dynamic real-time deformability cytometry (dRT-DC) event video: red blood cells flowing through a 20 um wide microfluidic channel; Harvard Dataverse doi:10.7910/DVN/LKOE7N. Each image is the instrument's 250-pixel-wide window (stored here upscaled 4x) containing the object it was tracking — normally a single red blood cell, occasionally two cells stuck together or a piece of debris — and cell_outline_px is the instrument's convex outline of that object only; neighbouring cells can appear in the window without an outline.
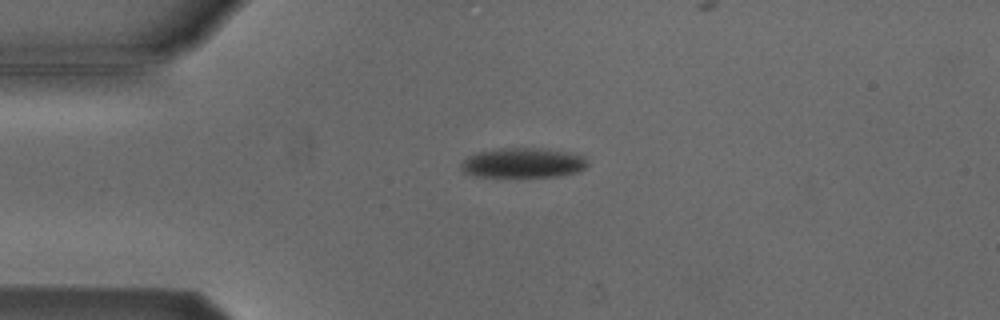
{"species": "Egyptian fruit bat (a non-hibernating species)", "species_latin": "Rousettus aegyptiacus", "temperature_condition": "cold", "stored_images_in_passage": 11, "camera_frame_rate_fps": 3000, "um_per_image_px": 0.085, "animal": {"sex": "male"}, "frame": {"image": 1, "passage_image": 1, "time_ms": 0.0, "image_size_px": [1000, 320], "cell_outline_px": [[588, 164], [580, 172], [560, 176], [476, 176], [464, 172], [460, 168], [460, 160], [468, 156], [480, 152], [500, 148], [540, 148], [564, 152], [584, 156], [588, 160]], "centroid_in_image_um": [44.45, 13.84], "position_along_channel_um": 40.6, "area_um2": 21.91}}
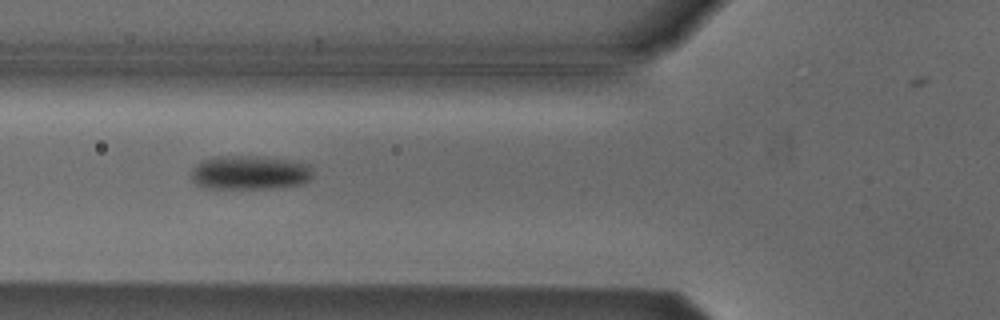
{"frame": {"image": 2, "passage_image": 8, "time_ms": 2.333, "image_size_px": [1000, 320], "cell_outline_px": [[312, 176], [304, 184], [272, 188], [204, 188], [196, 184], [192, 180], [192, 168], [196, 164], [212, 156], [248, 156], [288, 160], [308, 164], [312, 172]], "centroid_in_image_um": [21.2, 14.68], "position_along_channel_um": 104.6, "area_um2": 23.99}}
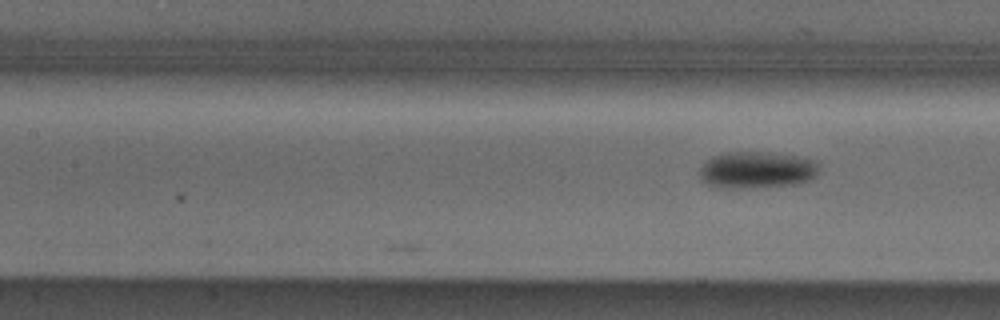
{"frame": {"image": 3, "passage_image": 11, "time_ms": 3.333, "image_size_px": [1000, 320], "cell_outline_px": [[820, 168], [816, 176], [808, 180], [792, 184], [740, 188], [724, 188], [708, 184], [700, 176], [700, 168], [712, 156], [724, 152], [772, 152], [820, 160]], "centroid_in_image_um": [64.38, 14.42], "position_along_channel_um": 143.0, "area_um2": 25.61}}